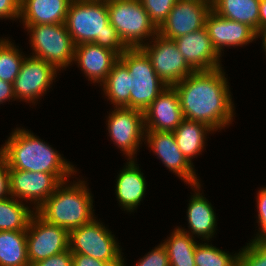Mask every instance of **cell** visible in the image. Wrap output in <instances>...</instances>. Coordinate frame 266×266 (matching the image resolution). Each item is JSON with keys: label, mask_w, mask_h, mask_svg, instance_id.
Here are the masks:
<instances>
[{"label": "cell", "mask_w": 266, "mask_h": 266, "mask_svg": "<svg viewBox=\"0 0 266 266\" xmlns=\"http://www.w3.org/2000/svg\"><path fill=\"white\" fill-rule=\"evenodd\" d=\"M212 10L221 17L259 30L260 0H214Z\"/></svg>", "instance_id": "cell-24"}, {"label": "cell", "mask_w": 266, "mask_h": 266, "mask_svg": "<svg viewBox=\"0 0 266 266\" xmlns=\"http://www.w3.org/2000/svg\"><path fill=\"white\" fill-rule=\"evenodd\" d=\"M0 266H30L26 231H0Z\"/></svg>", "instance_id": "cell-26"}, {"label": "cell", "mask_w": 266, "mask_h": 266, "mask_svg": "<svg viewBox=\"0 0 266 266\" xmlns=\"http://www.w3.org/2000/svg\"><path fill=\"white\" fill-rule=\"evenodd\" d=\"M10 196L33 204L36 211L62 183L54 174L9 169Z\"/></svg>", "instance_id": "cell-15"}, {"label": "cell", "mask_w": 266, "mask_h": 266, "mask_svg": "<svg viewBox=\"0 0 266 266\" xmlns=\"http://www.w3.org/2000/svg\"><path fill=\"white\" fill-rule=\"evenodd\" d=\"M107 129L111 140L127 159H136L141 141L145 140L143 111L128 107H114L108 113ZM135 157V158H134Z\"/></svg>", "instance_id": "cell-10"}, {"label": "cell", "mask_w": 266, "mask_h": 266, "mask_svg": "<svg viewBox=\"0 0 266 266\" xmlns=\"http://www.w3.org/2000/svg\"><path fill=\"white\" fill-rule=\"evenodd\" d=\"M257 38L259 37H262L261 40H262V47L264 49V52H265V56H266V28H263V29H260L258 30L257 32Z\"/></svg>", "instance_id": "cell-41"}, {"label": "cell", "mask_w": 266, "mask_h": 266, "mask_svg": "<svg viewBox=\"0 0 266 266\" xmlns=\"http://www.w3.org/2000/svg\"><path fill=\"white\" fill-rule=\"evenodd\" d=\"M145 131H174L184 120L174 86H167L143 111Z\"/></svg>", "instance_id": "cell-18"}, {"label": "cell", "mask_w": 266, "mask_h": 266, "mask_svg": "<svg viewBox=\"0 0 266 266\" xmlns=\"http://www.w3.org/2000/svg\"><path fill=\"white\" fill-rule=\"evenodd\" d=\"M114 236L95 217L69 232V250L72 254H84L104 262H122V249Z\"/></svg>", "instance_id": "cell-8"}, {"label": "cell", "mask_w": 266, "mask_h": 266, "mask_svg": "<svg viewBox=\"0 0 266 266\" xmlns=\"http://www.w3.org/2000/svg\"><path fill=\"white\" fill-rule=\"evenodd\" d=\"M212 3L206 0H178L166 20L158 28V34L175 39L205 27Z\"/></svg>", "instance_id": "cell-13"}, {"label": "cell", "mask_w": 266, "mask_h": 266, "mask_svg": "<svg viewBox=\"0 0 266 266\" xmlns=\"http://www.w3.org/2000/svg\"><path fill=\"white\" fill-rule=\"evenodd\" d=\"M178 0H140L151 21L157 28L166 20Z\"/></svg>", "instance_id": "cell-32"}, {"label": "cell", "mask_w": 266, "mask_h": 266, "mask_svg": "<svg viewBox=\"0 0 266 266\" xmlns=\"http://www.w3.org/2000/svg\"><path fill=\"white\" fill-rule=\"evenodd\" d=\"M65 25L75 46L93 43L118 56L128 49L110 24L107 0H72Z\"/></svg>", "instance_id": "cell-3"}, {"label": "cell", "mask_w": 266, "mask_h": 266, "mask_svg": "<svg viewBox=\"0 0 266 266\" xmlns=\"http://www.w3.org/2000/svg\"><path fill=\"white\" fill-rule=\"evenodd\" d=\"M162 243L168 253L170 266H196L194 254L197 242L194 237L181 231L178 226Z\"/></svg>", "instance_id": "cell-28"}, {"label": "cell", "mask_w": 266, "mask_h": 266, "mask_svg": "<svg viewBox=\"0 0 266 266\" xmlns=\"http://www.w3.org/2000/svg\"><path fill=\"white\" fill-rule=\"evenodd\" d=\"M132 81L127 67L118 60L107 75L106 80L100 85L104 95L113 104V107L130 108V91Z\"/></svg>", "instance_id": "cell-25"}, {"label": "cell", "mask_w": 266, "mask_h": 266, "mask_svg": "<svg viewBox=\"0 0 266 266\" xmlns=\"http://www.w3.org/2000/svg\"><path fill=\"white\" fill-rule=\"evenodd\" d=\"M207 133H214V130L205 123L187 119L173 131L179 150L191 164L192 159L205 149Z\"/></svg>", "instance_id": "cell-23"}, {"label": "cell", "mask_w": 266, "mask_h": 266, "mask_svg": "<svg viewBox=\"0 0 266 266\" xmlns=\"http://www.w3.org/2000/svg\"><path fill=\"white\" fill-rule=\"evenodd\" d=\"M223 68L193 71L174 85L184 119L200 121L214 131L233 122L234 104Z\"/></svg>", "instance_id": "cell-1"}, {"label": "cell", "mask_w": 266, "mask_h": 266, "mask_svg": "<svg viewBox=\"0 0 266 266\" xmlns=\"http://www.w3.org/2000/svg\"><path fill=\"white\" fill-rule=\"evenodd\" d=\"M257 223L259 226L258 233L254 239H266V187L260 188L257 193Z\"/></svg>", "instance_id": "cell-34"}, {"label": "cell", "mask_w": 266, "mask_h": 266, "mask_svg": "<svg viewBox=\"0 0 266 266\" xmlns=\"http://www.w3.org/2000/svg\"><path fill=\"white\" fill-rule=\"evenodd\" d=\"M57 73L59 72L50 63L31 55L25 57L13 82L15 98L36 104L52 87Z\"/></svg>", "instance_id": "cell-12"}, {"label": "cell", "mask_w": 266, "mask_h": 266, "mask_svg": "<svg viewBox=\"0 0 266 266\" xmlns=\"http://www.w3.org/2000/svg\"><path fill=\"white\" fill-rule=\"evenodd\" d=\"M239 253L231 255L229 252L209 243H197L194 260L196 266H238Z\"/></svg>", "instance_id": "cell-30"}, {"label": "cell", "mask_w": 266, "mask_h": 266, "mask_svg": "<svg viewBox=\"0 0 266 266\" xmlns=\"http://www.w3.org/2000/svg\"><path fill=\"white\" fill-rule=\"evenodd\" d=\"M122 266H125L124 258H122ZM135 266H170L166 247L161 242L145 254Z\"/></svg>", "instance_id": "cell-33"}, {"label": "cell", "mask_w": 266, "mask_h": 266, "mask_svg": "<svg viewBox=\"0 0 266 266\" xmlns=\"http://www.w3.org/2000/svg\"><path fill=\"white\" fill-rule=\"evenodd\" d=\"M205 28L220 56L225 47H243L257 39V33L250 26L221 17L213 10L207 15Z\"/></svg>", "instance_id": "cell-16"}, {"label": "cell", "mask_w": 266, "mask_h": 266, "mask_svg": "<svg viewBox=\"0 0 266 266\" xmlns=\"http://www.w3.org/2000/svg\"><path fill=\"white\" fill-rule=\"evenodd\" d=\"M119 60L133 78L130 108L144 111L167 85L156 74L150 59L141 48H128L119 56Z\"/></svg>", "instance_id": "cell-7"}, {"label": "cell", "mask_w": 266, "mask_h": 266, "mask_svg": "<svg viewBox=\"0 0 266 266\" xmlns=\"http://www.w3.org/2000/svg\"><path fill=\"white\" fill-rule=\"evenodd\" d=\"M128 162L117 175L115 184L116 198L119 205L126 212H133L145 197L146 180L143 172L139 169L135 159H128Z\"/></svg>", "instance_id": "cell-21"}, {"label": "cell", "mask_w": 266, "mask_h": 266, "mask_svg": "<svg viewBox=\"0 0 266 266\" xmlns=\"http://www.w3.org/2000/svg\"><path fill=\"white\" fill-rule=\"evenodd\" d=\"M62 182L55 192L36 210L47 223L70 232L95 218L93 196L87 182ZM68 183V184H67ZM90 191V192H89Z\"/></svg>", "instance_id": "cell-4"}, {"label": "cell", "mask_w": 266, "mask_h": 266, "mask_svg": "<svg viewBox=\"0 0 266 266\" xmlns=\"http://www.w3.org/2000/svg\"><path fill=\"white\" fill-rule=\"evenodd\" d=\"M201 184L190 186L194 191L188 203L187 221L189 231L178 227L181 231L188 233L191 237H201V240L209 242L216 232L217 217L212 204L200 193ZM194 235V236H193Z\"/></svg>", "instance_id": "cell-20"}, {"label": "cell", "mask_w": 266, "mask_h": 266, "mask_svg": "<svg viewBox=\"0 0 266 266\" xmlns=\"http://www.w3.org/2000/svg\"><path fill=\"white\" fill-rule=\"evenodd\" d=\"M31 206L13 197L0 200V231H26L36 213Z\"/></svg>", "instance_id": "cell-27"}, {"label": "cell", "mask_w": 266, "mask_h": 266, "mask_svg": "<svg viewBox=\"0 0 266 266\" xmlns=\"http://www.w3.org/2000/svg\"><path fill=\"white\" fill-rule=\"evenodd\" d=\"M27 255L30 266L69 249V232L47 223L35 213L26 230Z\"/></svg>", "instance_id": "cell-11"}, {"label": "cell", "mask_w": 266, "mask_h": 266, "mask_svg": "<svg viewBox=\"0 0 266 266\" xmlns=\"http://www.w3.org/2000/svg\"><path fill=\"white\" fill-rule=\"evenodd\" d=\"M145 143L150 151L162 161L170 172L175 173L186 184L193 186L200 183L194 165L179 150L173 131H145Z\"/></svg>", "instance_id": "cell-14"}, {"label": "cell", "mask_w": 266, "mask_h": 266, "mask_svg": "<svg viewBox=\"0 0 266 266\" xmlns=\"http://www.w3.org/2000/svg\"><path fill=\"white\" fill-rule=\"evenodd\" d=\"M21 0H0V19L19 20Z\"/></svg>", "instance_id": "cell-36"}, {"label": "cell", "mask_w": 266, "mask_h": 266, "mask_svg": "<svg viewBox=\"0 0 266 266\" xmlns=\"http://www.w3.org/2000/svg\"><path fill=\"white\" fill-rule=\"evenodd\" d=\"M31 266H73L72 253L68 249L65 252L55 254L47 259L33 263Z\"/></svg>", "instance_id": "cell-35"}, {"label": "cell", "mask_w": 266, "mask_h": 266, "mask_svg": "<svg viewBox=\"0 0 266 266\" xmlns=\"http://www.w3.org/2000/svg\"><path fill=\"white\" fill-rule=\"evenodd\" d=\"M193 71L222 68L220 56L214 49L206 28L173 39Z\"/></svg>", "instance_id": "cell-17"}, {"label": "cell", "mask_w": 266, "mask_h": 266, "mask_svg": "<svg viewBox=\"0 0 266 266\" xmlns=\"http://www.w3.org/2000/svg\"><path fill=\"white\" fill-rule=\"evenodd\" d=\"M8 100L9 102L10 100H16L13 91V83H9L0 79V104H3Z\"/></svg>", "instance_id": "cell-39"}, {"label": "cell", "mask_w": 266, "mask_h": 266, "mask_svg": "<svg viewBox=\"0 0 266 266\" xmlns=\"http://www.w3.org/2000/svg\"><path fill=\"white\" fill-rule=\"evenodd\" d=\"M266 28V0H260L259 30Z\"/></svg>", "instance_id": "cell-40"}, {"label": "cell", "mask_w": 266, "mask_h": 266, "mask_svg": "<svg viewBox=\"0 0 266 266\" xmlns=\"http://www.w3.org/2000/svg\"><path fill=\"white\" fill-rule=\"evenodd\" d=\"M151 40L146 41L141 49L165 85L174 86L193 72L173 39L157 33Z\"/></svg>", "instance_id": "cell-9"}, {"label": "cell", "mask_w": 266, "mask_h": 266, "mask_svg": "<svg viewBox=\"0 0 266 266\" xmlns=\"http://www.w3.org/2000/svg\"><path fill=\"white\" fill-rule=\"evenodd\" d=\"M72 0H21L23 25L65 23Z\"/></svg>", "instance_id": "cell-22"}, {"label": "cell", "mask_w": 266, "mask_h": 266, "mask_svg": "<svg viewBox=\"0 0 266 266\" xmlns=\"http://www.w3.org/2000/svg\"><path fill=\"white\" fill-rule=\"evenodd\" d=\"M30 35L32 55L50 63L58 72L73 64L75 44L65 23L24 25Z\"/></svg>", "instance_id": "cell-6"}, {"label": "cell", "mask_w": 266, "mask_h": 266, "mask_svg": "<svg viewBox=\"0 0 266 266\" xmlns=\"http://www.w3.org/2000/svg\"><path fill=\"white\" fill-rule=\"evenodd\" d=\"M8 38H0V79L13 83L19 74L25 55Z\"/></svg>", "instance_id": "cell-29"}, {"label": "cell", "mask_w": 266, "mask_h": 266, "mask_svg": "<svg viewBox=\"0 0 266 266\" xmlns=\"http://www.w3.org/2000/svg\"><path fill=\"white\" fill-rule=\"evenodd\" d=\"M238 253V266H266V239H252Z\"/></svg>", "instance_id": "cell-31"}, {"label": "cell", "mask_w": 266, "mask_h": 266, "mask_svg": "<svg viewBox=\"0 0 266 266\" xmlns=\"http://www.w3.org/2000/svg\"><path fill=\"white\" fill-rule=\"evenodd\" d=\"M73 266H122V262H104L84 254H72Z\"/></svg>", "instance_id": "cell-37"}, {"label": "cell", "mask_w": 266, "mask_h": 266, "mask_svg": "<svg viewBox=\"0 0 266 266\" xmlns=\"http://www.w3.org/2000/svg\"><path fill=\"white\" fill-rule=\"evenodd\" d=\"M0 157L9 169L52 173L61 182L67 181L77 173L71 162L25 128L17 127L12 131L0 147Z\"/></svg>", "instance_id": "cell-2"}, {"label": "cell", "mask_w": 266, "mask_h": 266, "mask_svg": "<svg viewBox=\"0 0 266 266\" xmlns=\"http://www.w3.org/2000/svg\"><path fill=\"white\" fill-rule=\"evenodd\" d=\"M107 8L110 24L127 48H141L158 33L140 0H107Z\"/></svg>", "instance_id": "cell-5"}, {"label": "cell", "mask_w": 266, "mask_h": 266, "mask_svg": "<svg viewBox=\"0 0 266 266\" xmlns=\"http://www.w3.org/2000/svg\"><path fill=\"white\" fill-rule=\"evenodd\" d=\"M119 56L107 48L93 43H83L75 46L73 63H78L88 81L101 85L112 70Z\"/></svg>", "instance_id": "cell-19"}, {"label": "cell", "mask_w": 266, "mask_h": 266, "mask_svg": "<svg viewBox=\"0 0 266 266\" xmlns=\"http://www.w3.org/2000/svg\"><path fill=\"white\" fill-rule=\"evenodd\" d=\"M10 197V174L9 167L0 157V200Z\"/></svg>", "instance_id": "cell-38"}]
</instances>
